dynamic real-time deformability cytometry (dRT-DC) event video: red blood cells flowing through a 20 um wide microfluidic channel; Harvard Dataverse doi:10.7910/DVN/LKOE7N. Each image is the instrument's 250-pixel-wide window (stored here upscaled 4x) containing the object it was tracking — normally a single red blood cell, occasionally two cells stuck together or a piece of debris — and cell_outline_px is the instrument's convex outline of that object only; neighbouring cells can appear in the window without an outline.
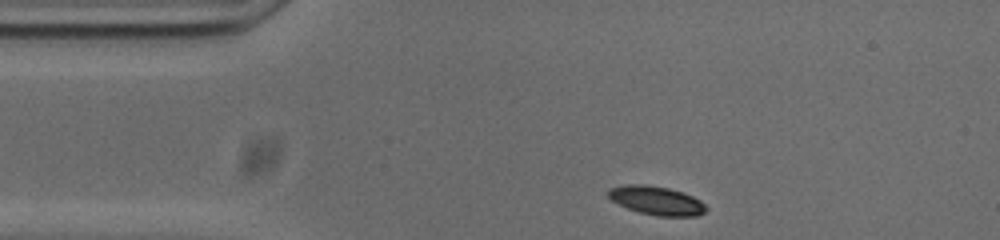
{"species": "common noctule bat (a hibernating species)", "species_latin": "Nyctalus noctula", "temperature_condition": "cold", "stored_images_in_passage": 46, "camera_frame_rate_fps": 3000, "um_per_image_px": 0.085, "animal": {"sex": "male", "body_mass_g": 20.0, "forearm_length_mm": 53.3}, "frame": {"image": 1, "passage_image": 1, "time_ms": 0.0, "image_size_px": [1000, 240], "cell_outline_px": [[708, 208], [704, 212], [696, 216], [660, 216], [640, 212], [628, 208], [612, 200], [608, 196], [608, 188], [624, 184], [644, 184], [668, 188], [692, 196], [700, 200]], "centroid_in_image_um": [55.79, 17.03], "position_along_channel_um": 29.2, "area_um2": 16.18}}
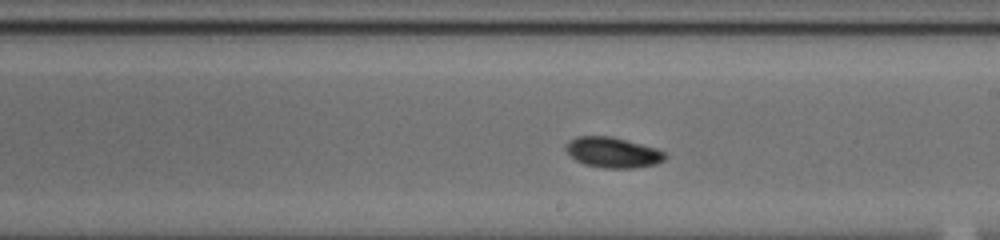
{"frame": {"image": 2, "passage_image": 21, "time_ms": 6.667, "image_size_px": [1000, 240], "cell_outline_px": [[668, 156], [664, 160], [656, 164], [632, 168], [604, 168], [584, 164], [576, 160], [564, 148], [576, 136], [608, 136], [656, 148], [664, 152]], "centroid_in_image_um": [52.11, 12.97], "position_along_channel_um": 236.9, "area_um2": 17.28}}
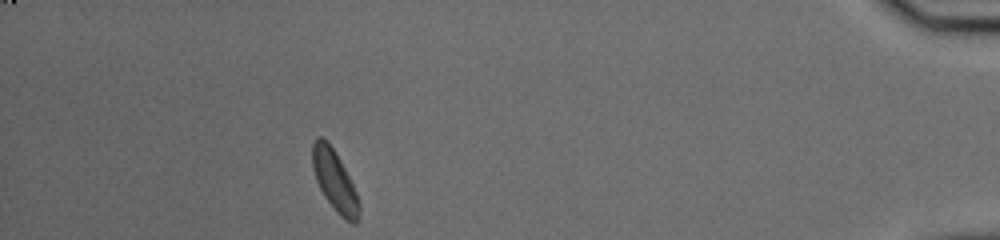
{"frame": {"image": 3, "passage_image": 40, "time_ms": 13.0, "image_size_px": [1000, 240], "cell_outline_px": [[360, 212], [356, 224], [352, 224], [340, 216], [336, 212], [324, 196], [316, 180], [312, 168], [312, 144], [316, 136], [324, 136], [328, 140], [340, 160], [356, 192], [360, 204]], "centroid_in_image_um": [28.43, 15.34], "position_along_channel_um": 406.8, "area_um2": 16.65}, "authors_computed_cell_mechanics": {"area_um2": 16.762, "velocity_mm_per_s": 3.701, "shape_relaxation_time_tau1_ms": 2.7724, "shape_relaxation_time_tau2_ms": null, "deformation_change_tau1": 0.108, "deformation_change_tau2": null}}